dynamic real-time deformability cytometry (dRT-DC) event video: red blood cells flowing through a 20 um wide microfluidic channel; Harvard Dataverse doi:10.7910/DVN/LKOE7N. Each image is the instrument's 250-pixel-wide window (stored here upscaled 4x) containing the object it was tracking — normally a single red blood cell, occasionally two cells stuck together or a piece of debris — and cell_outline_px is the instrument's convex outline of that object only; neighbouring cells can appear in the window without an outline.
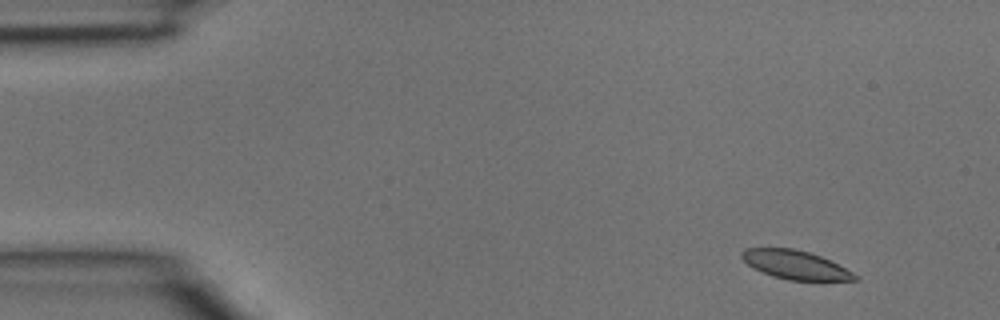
{"species": "common noctule bat (a hibernating species)", "species_latin": "Nyctalus noctula", "temperature_condition": "room temperature", "stored_images_in_passage": 38, "camera_frame_rate_fps": 3000, "um_per_image_px": 0.085, "animal": {"sex": "male", "body_mass_g": 15.6}, "frame": {"image": 1, "passage_image": 1, "time_ms": 0.0, "image_size_px": [1000, 320], "cell_outline_px": [[860, 280], [788, 280], [772, 276], [752, 268], [740, 256], [740, 252], [744, 248], [792, 248], [808, 252], [820, 256], [860, 276]], "centroid_in_image_um": [67.57, 22.51], "position_along_channel_um": 17.4, "area_um2": 18.79}}
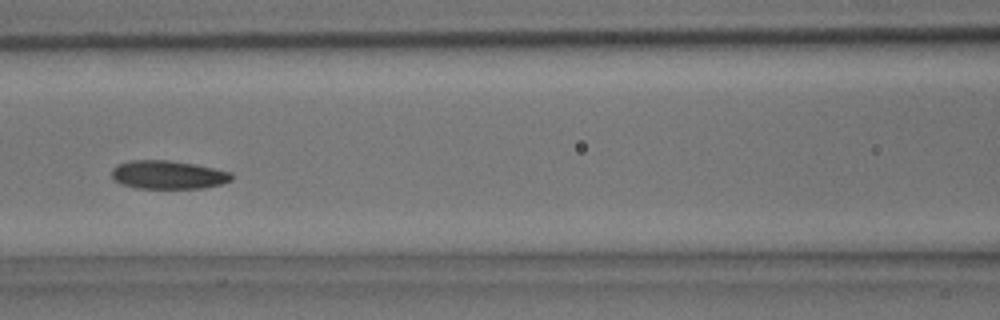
{"frame": {"image": 2, "passage_image": 15, "time_ms": 4.667, "image_size_px": [1000, 320], "cell_outline_px": [[232, 180], [220, 184], [204, 188], [136, 188], [120, 184], [112, 180], [112, 168], [116, 164], [132, 160], [168, 160], [192, 164], [232, 172]], "centroid_in_image_um": [14.23, 14.86], "position_along_channel_um": 152.4, "area_um2": 19.88}}
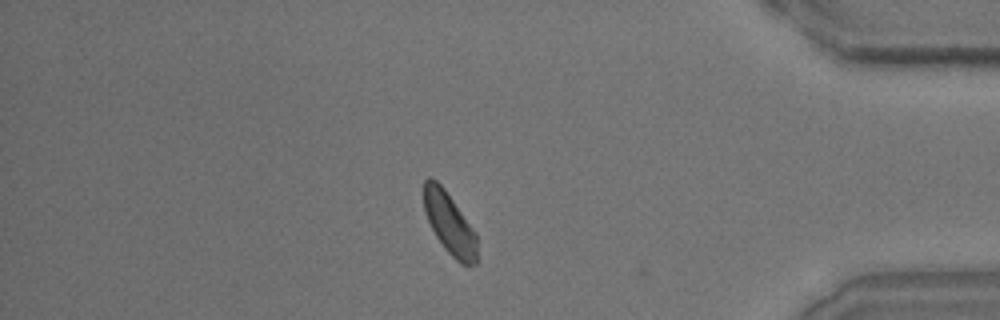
{"frame": {"image": 3, "passage_image": 32, "time_ms": 10.333, "image_size_px": [1000, 320], "cell_outline_px": [[476, 264], [460, 264], [444, 248], [436, 236], [424, 212], [424, 180], [428, 176], [436, 180], [444, 188], [476, 232]], "centroid_in_image_um": [38.19, 18.97], "position_along_channel_um": 397.0, "area_um2": 18.9}}